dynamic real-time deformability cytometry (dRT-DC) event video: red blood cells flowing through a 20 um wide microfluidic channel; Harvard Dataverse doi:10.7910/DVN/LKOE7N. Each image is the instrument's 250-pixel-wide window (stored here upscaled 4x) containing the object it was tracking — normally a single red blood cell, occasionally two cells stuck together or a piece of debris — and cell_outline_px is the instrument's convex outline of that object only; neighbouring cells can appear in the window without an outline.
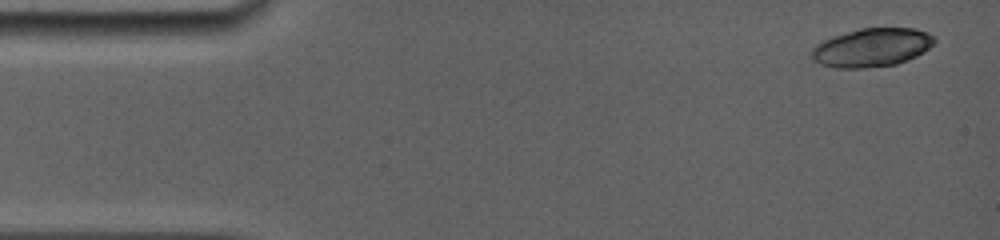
{"species": "common noctule bat (a hibernating species)", "species_latin": "Nyctalus noctula", "temperature_condition": "room temperature", "stored_images_in_passage": 5, "camera_frame_rate_fps": 5000, "um_per_image_px": 0.085, "animal": {"sex": "female", "body_mass_g": 19.0, "forearm_length_mm": 56.7}, "frame": {"image": 1, "passage_image": 1, "time_ms": 0.0, "image_size_px": [1000, 240], "cell_outline_px": [[936, 40], [924, 52], [908, 60], [896, 64], [864, 68], [836, 68], [820, 64], [812, 56], [812, 48], [816, 44], [832, 36], [860, 28], [916, 28], [928, 32]], "centroid_in_image_um": [74.11, 4.03], "position_along_channel_um": 10.9, "area_um2": 27.51}}
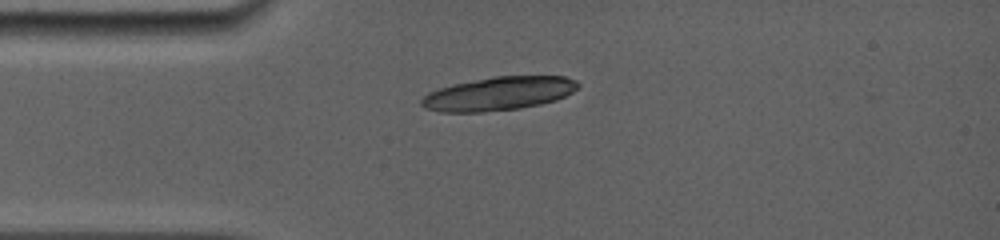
{"frame": {"image": 2, "passage_image": 5, "time_ms": 3.2, "image_size_px": [1000, 240], "cell_outline_px": [[580, 84], [572, 92], [556, 100], [540, 104], [520, 108], [484, 112], [440, 112], [424, 108], [420, 104], [420, 100], [428, 92], [452, 84], [496, 76], [564, 76], [576, 80]], "centroid_in_image_um": [42.36, 7.96], "position_along_channel_um": 42.6, "area_um2": 30.58}}